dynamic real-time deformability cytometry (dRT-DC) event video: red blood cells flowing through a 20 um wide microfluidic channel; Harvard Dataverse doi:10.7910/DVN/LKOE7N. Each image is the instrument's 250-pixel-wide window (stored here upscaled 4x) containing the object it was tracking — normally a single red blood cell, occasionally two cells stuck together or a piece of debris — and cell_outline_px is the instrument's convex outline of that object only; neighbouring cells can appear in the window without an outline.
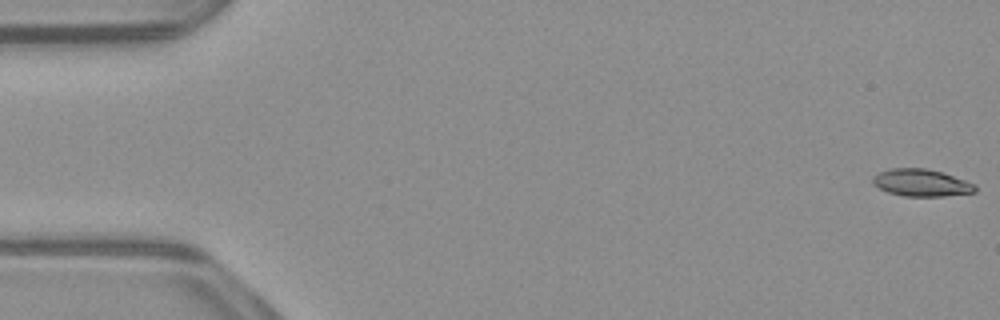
{"species": "common noctule bat (a hibernating species)", "species_latin": "Nyctalus noctula", "temperature_condition": "warm", "stored_images_in_passage": 53, "camera_frame_rate_fps": 3000, "um_per_image_px": 0.085, "animal": {"sex": "male", "body_mass_g": 23.1, "forearm_length_mm": 52.7}, "frame": {"image": 1, "passage_image": 1, "time_ms": 0.0, "image_size_px": [1000, 320], "cell_outline_px": [[976, 192], [944, 196], [904, 196], [888, 192], [872, 184], [872, 176], [880, 172], [892, 168], [924, 168], [944, 172], [976, 184]], "centroid_in_image_um": [78.33, 15.53], "position_along_channel_um": 6.7, "area_um2": 16.3}}
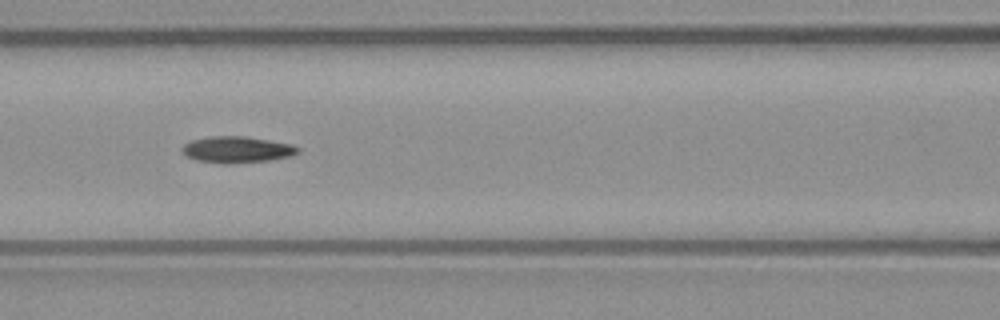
{"frame": {"image": 2, "passage_image": 23, "time_ms": 7.333, "image_size_px": [1000, 320], "cell_outline_px": [[300, 152], [292, 156], [272, 160], [228, 164], [224, 164], [196, 160], [180, 152], [180, 148], [184, 144], [192, 140], [208, 136], [244, 136], [292, 144], [300, 148]], "centroid_in_image_um": [20.14, 12.72], "position_along_channel_um": 146.5, "area_um2": 18.03}}
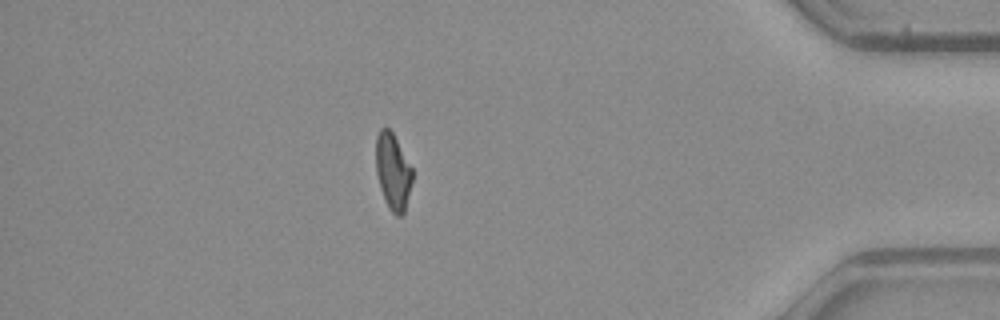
{"frame": {"image": 3, "passage_image": 46, "time_ms": 15.0, "image_size_px": [1000, 320], "cell_outline_px": [[412, 180], [404, 212], [400, 216], [396, 216], [388, 208], [384, 200], [380, 188], [376, 172], [376, 136], [380, 128], [388, 128], [392, 132], [412, 168]], "centroid_in_image_um": [33.38, 14.59], "position_along_channel_um": 401.8, "area_um2": 16.07}}